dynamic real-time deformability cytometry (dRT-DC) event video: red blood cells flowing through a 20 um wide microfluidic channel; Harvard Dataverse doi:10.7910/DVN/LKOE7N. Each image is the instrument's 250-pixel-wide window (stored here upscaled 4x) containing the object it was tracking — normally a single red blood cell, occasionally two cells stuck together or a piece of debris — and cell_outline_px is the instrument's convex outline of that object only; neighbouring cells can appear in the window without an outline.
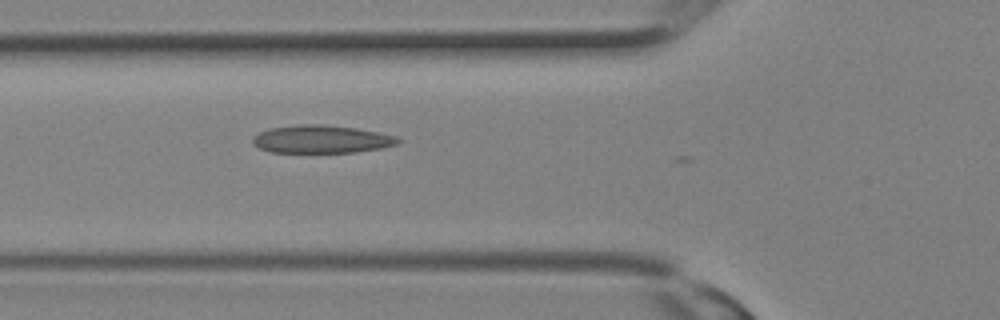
{"species": "Egyptian fruit bat (a non-hibernating species)", "species_latin": "Rousettus aegyptiacus", "temperature_condition": "room temperature", "stored_images_in_passage": 11, "camera_frame_rate_fps": 3000, "um_per_image_px": 0.085, "animal": {"sex": "female"}, "frame": {"image": 1, "passage_image": 11, "time_ms": 3.333, "image_size_px": [1000, 320], "cell_outline_px": [[404, 140], [400, 144], [384, 148], [356, 152], [272, 152], [260, 148], [252, 144], [252, 136], [260, 132], [272, 128], [304, 124], [320, 124], [356, 128], [396, 136]], "centroid_in_image_um": [27.38, 11.84], "position_along_channel_um": 98.4, "area_um2": 23.64}}